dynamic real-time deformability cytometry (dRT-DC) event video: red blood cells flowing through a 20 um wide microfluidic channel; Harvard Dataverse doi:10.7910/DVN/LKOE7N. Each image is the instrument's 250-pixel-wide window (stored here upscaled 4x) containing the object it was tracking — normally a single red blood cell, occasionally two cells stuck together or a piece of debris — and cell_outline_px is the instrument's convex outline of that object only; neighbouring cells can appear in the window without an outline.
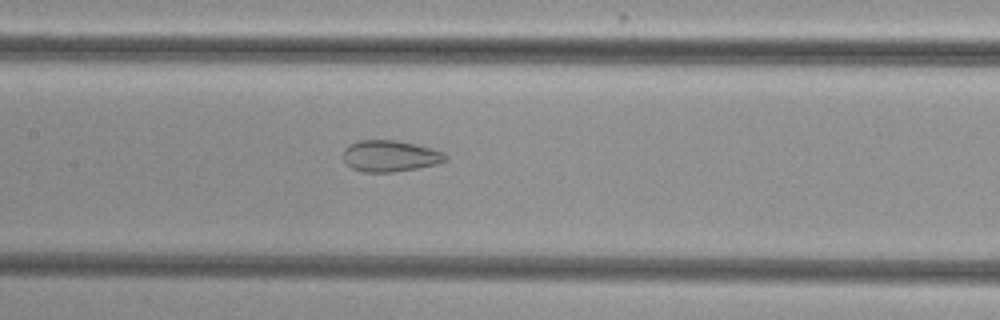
{"species": "common noctule bat (a hibernating species)", "species_latin": "Nyctalus noctula", "temperature_condition": "cold", "stored_images_in_passage": 53, "camera_frame_rate_fps": 3000, "um_per_image_px": 0.085, "animal": {"sex": "female", "body_mass_g": 29.2, "forearm_length_mm": 56.3}, "frame": {"image": 1, "passage_image": 26, "time_ms": 8.333, "image_size_px": [1000, 320], "cell_outline_px": [[448, 160], [436, 164], [416, 168], [392, 172], [360, 172], [352, 168], [344, 160], [344, 148], [348, 144], [360, 140], [396, 140], [416, 144], [432, 148], [444, 152], [448, 156]], "centroid_in_image_um": [33.17, 13.25], "position_along_channel_um": 174.2, "area_um2": 18.79}}
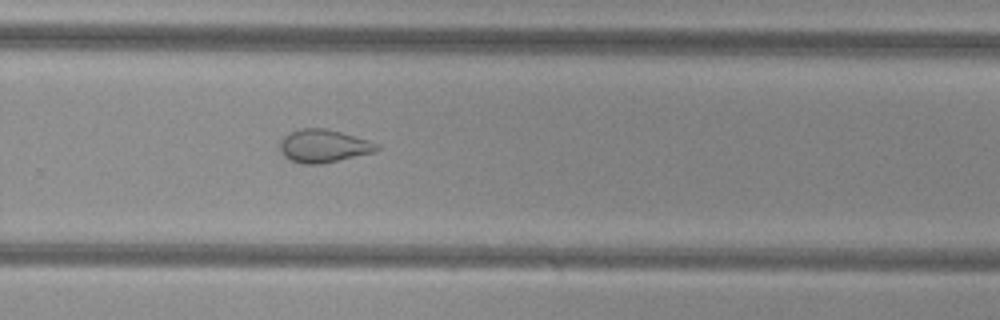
{"frame": {"image": 2, "passage_image": 36, "time_ms": 11.667, "image_size_px": [1000, 320], "cell_outline_px": [[380, 148], [376, 152], [320, 164], [304, 164], [288, 160], [280, 152], [280, 140], [284, 136], [300, 128], [324, 128], [340, 132], [368, 140], [380, 144]], "centroid_in_image_um": [27.5, 12.42], "position_along_channel_um": 302.3, "area_um2": 18.67}}
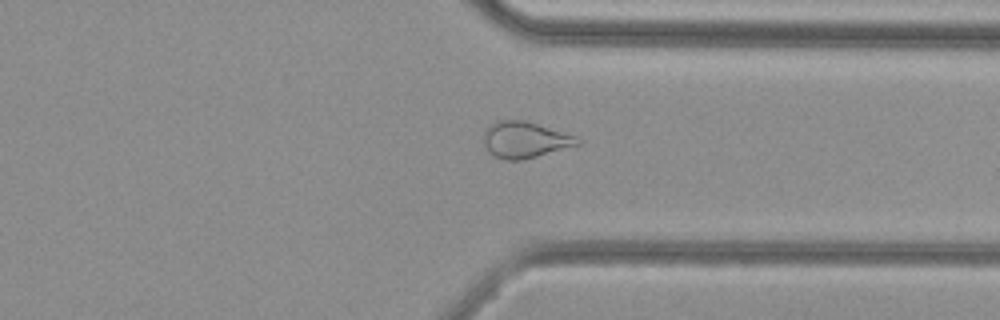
{"frame": {"image": 3, "passage_image": 41, "time_ms": 13.333, "image_size_px": [1000, 320], "cell_outline_px": [[584, 140], [580, 144], [536, 156], [520, 160], [504, 160], [496, 156], [484, 144], [484, 132], [492, 124], [500, 120], [524, 120], [576, 136]], "centroid_in_image_um": [44.66, 11.88], "position_along_channel_um": 366.7, "area_um2": 19.36}, "authors_computed_cell_mechanics": {"area_um2": 23.2356, "velocity_mm_per_s": 3.8488, "shape_relaxation_time_tau1_ms": null, "shape_relaxation_time_tau2_ms": 1.7621, "deformation_change_tau1": null, "deformation_change_tau2": 0.0814}}